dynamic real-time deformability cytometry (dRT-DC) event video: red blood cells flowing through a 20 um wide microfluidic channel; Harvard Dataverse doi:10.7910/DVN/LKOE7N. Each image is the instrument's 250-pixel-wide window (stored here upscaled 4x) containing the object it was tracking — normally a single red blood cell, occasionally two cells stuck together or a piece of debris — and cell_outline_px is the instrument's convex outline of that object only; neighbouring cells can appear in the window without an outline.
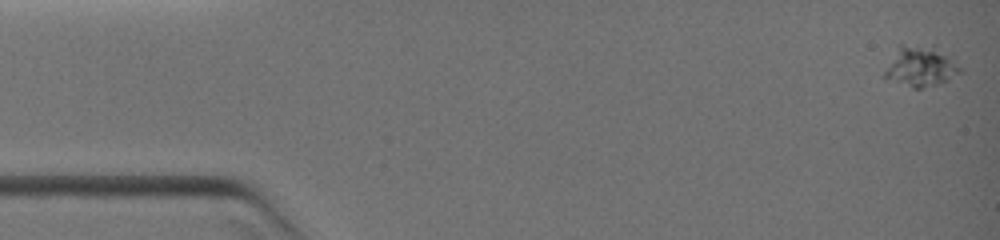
{"species": "common noctule bat (a hibernating species)", "species_latin": "Nyctalus noctula", "temperature_condition": "warm", "stored_images_in_passage": 12, "camera_frame_rate_fps": 3000, "um_per_image_px": 0.085, "animal": {"sex": "female", "body_mass_g": 19.0, "forearm_length_mm": 51.5}, "frame": {"image": 1, "passage_image": 1, "time_ms": 0.0, "image_size_px": [1000, 240], "cell_outline_px": [[960, 72], [948, 80], [920, 88], [912, 88], [884, 76], [884, 72], [900, 44], [936, 44], [960, 68]], "centroid_in_image_um": [78.26, 5.59], "position_along_channel_um": 6.7, "area_um2": 17.4}}
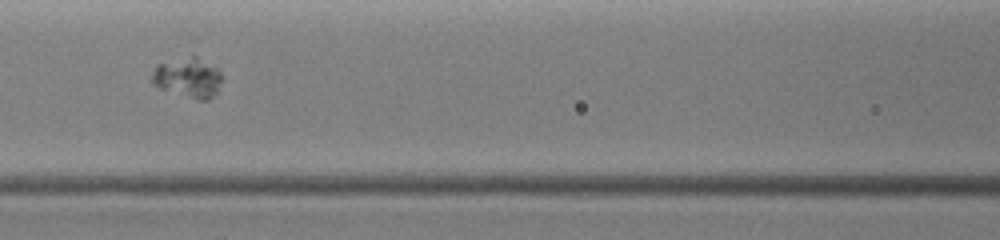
{"frame": {"image": 2, "passage_image": 9, "time_ms": 6.0, "image_size_px": [1000, 240], "cell_outline_px": [[224, 76], [216, 92], [208, 100], [196, 100], [160, 88], [152, 80], [152, 72], [156, 64], [192, 56], [196, 56], [216, 68]], "centroid_in_image_um": [16.0, 6.61], "position_along_channel_um": 150.6, "area_um2": 16.07}}
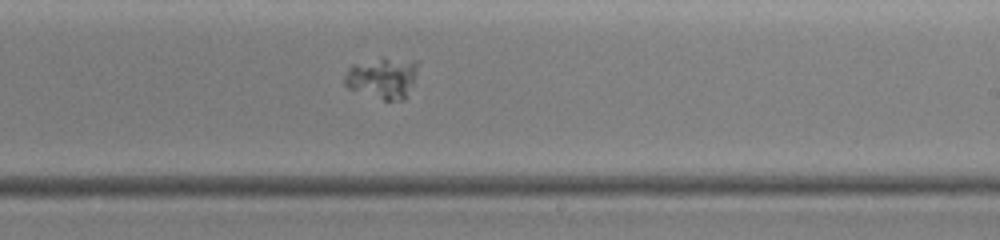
{"frame": {"image": 3, "passage_image": 12, "time_ms": 8.333, "image_size_px": [1000, 240], "cell_outline_px": [[416, 64], [412, 84], [404, 100], [384, 100], [348, 88], [344, 84], [344, 76], [348, 68], [352, 64], [380, 56], [384, 56], [416, 60]], "centroid_in_image_um": [32.46, 6.57], "position_along_channel_um": 256.5, "area_um2": 17.69}}